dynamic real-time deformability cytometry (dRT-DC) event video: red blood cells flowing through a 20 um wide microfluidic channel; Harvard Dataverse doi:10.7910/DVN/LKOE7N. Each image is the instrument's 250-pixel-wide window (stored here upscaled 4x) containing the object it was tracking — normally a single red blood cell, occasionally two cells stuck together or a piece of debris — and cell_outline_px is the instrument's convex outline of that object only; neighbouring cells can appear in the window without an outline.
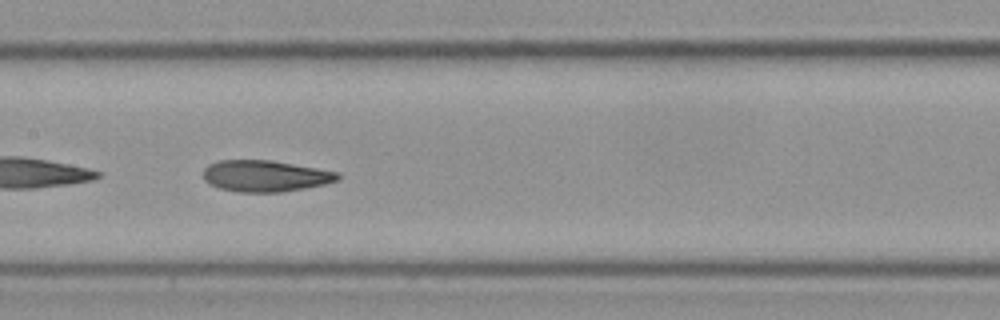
{"species": "Egyptian fruit bat (a non-hibernating species)", "species_latin": "Rousettus aegyptiacus", "temperature_condition": "cold", "stored_images_in_passage": 42, "camera_frame_rate_fps": 3000, "um_per_image_px": 0.085, "frame": {"image": 1, "passage_image": 13, "time_ms": 4.0, "image_size_px": [1000, 320], "cell_outline_px": [[340, 180], [324, 184], [304, 188], [280, 192], [236, 192], [220, 188], [208, 184], [204, 180], [204, 168], [208, 164], [220, 160], [272, 160], [340, 172]], "centroid_in_image_um": [22.55, 14.95], "position_along_channel_um": 184.9, "area_um2": 24.74}}
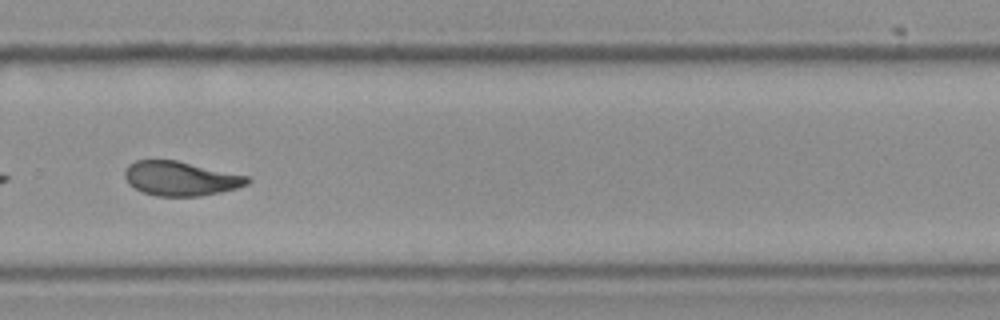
{"frame": {"image": 2, "passage_image": 24, "time_ms": 7.667, "image_size_px": [1000, 320], "cell_outline_px": [[252, 180], [248, 184], [236, 188], [220, 192], [200, 196], [156, 196], [144, 192], [128, 184], [124, 176], [124, 168], [128, 164], [136, 160], [176, 160], [248, 176]], "centroid_in_image_um": [15.33, 15.17], "position_along_channel_um": 314.5, "area_um2": 24.51}, "authors_computed_cell_mechanics": {"area_um2": 24.565, "velocity_mm_per_s": 3.5479, "shape_relaxation_time_tau1_ms": 10.7416, "shape_relaxation_time_tau2_ms": 2.3679, "deformation_change_tau1": 0.2585, "deformation_change_tau2": 0.0914}}